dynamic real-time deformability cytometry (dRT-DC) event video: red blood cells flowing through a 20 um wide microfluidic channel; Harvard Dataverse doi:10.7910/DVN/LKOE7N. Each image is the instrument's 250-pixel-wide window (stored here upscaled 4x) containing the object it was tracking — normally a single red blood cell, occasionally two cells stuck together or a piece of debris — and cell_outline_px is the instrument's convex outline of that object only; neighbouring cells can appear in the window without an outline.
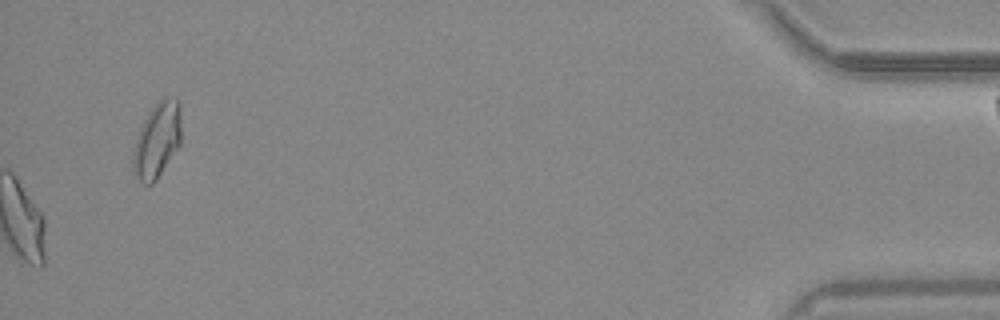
{"species": "common noctule bat (a hibernating species)", "species_latin": "Nyctalus noctula", "temperature_condition": "warm", "stored_images_in_passage": 40, "camera_frame_rate_fps": 3000, "um_per_image_px": 0.085, "animal": {"sex": "male", "body_mass_g": 20.4}, "frame": {"image": 1, "passage_image": 40, "time_ms": 13.0, "image_size_px": [1000, 320], "cell_outline_px": [[180, 144], [156, 180], [152, 184], [144, 184], [132, 172], [132, 152], [140, 128], [148, 112], [164, 96], [176, 96], [180, 100]], "centroid_in_image_um": [13.35, 11.89], "position_along_channel_um": 421.9, "area_um2": 21.21}, "authors_computed_cell_mechanics": {"area_um2": 20.2878, "velocity_mm_per_s": 3.7319, "shape_relaxation_time_tau1_ms": null, "shape_relaxation_time_tau2_ms": 2.7964, "deformation_change_tau1": null, "deformation_change_tau2": 0.098}}